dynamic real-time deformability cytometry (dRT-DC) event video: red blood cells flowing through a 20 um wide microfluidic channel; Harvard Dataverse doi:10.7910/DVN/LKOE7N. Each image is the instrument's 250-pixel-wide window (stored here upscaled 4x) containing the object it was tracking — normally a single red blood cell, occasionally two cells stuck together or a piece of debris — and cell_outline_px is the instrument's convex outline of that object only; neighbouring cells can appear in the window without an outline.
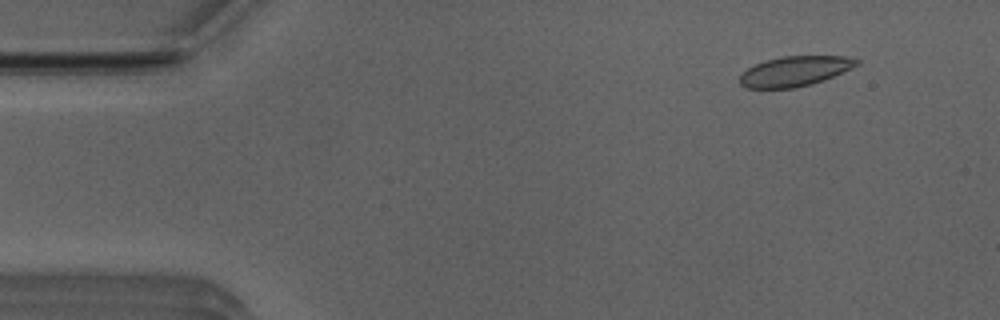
{"species": "Egyptian fruit bat (a non-hibernating species)", "species_latin": "Rousettus aegyptiacus", "temperature_condition": "room temperature", "stored_images_in_passage": 46, "camera_frame_rate_fps": 3000, "um_per_image_px": 0.085, "animal": {"sex": "male"}, "frame": {"image": 1, "passage_image": 1, "time_ms": 0.0, "image_size_px": [1000, 320], "cell_outline_px": [[860, 64], [832, 76], [812, 84], [792, 88], [748, 88], [740, 84], [740, 76], [748, 68], [764, 60], [780, 56], [844, 56], [860, 60]], "centroid_in_image_um": [67.55, 6.04], "position_along_channel_um": 17.4, "area_um2": 20.23}}
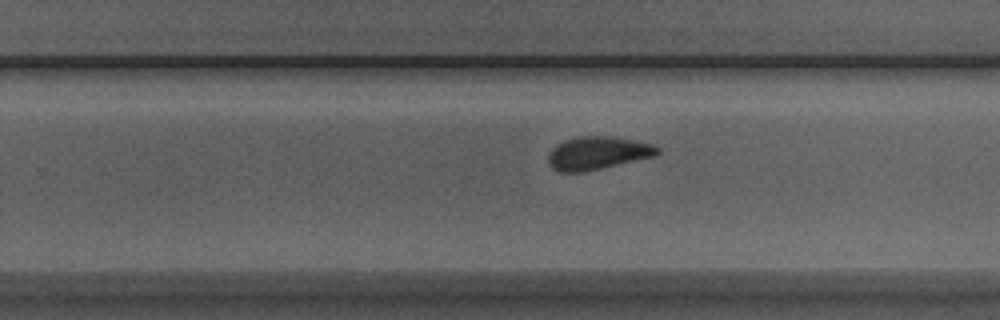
{"frame": {"image": 2, "passage_image": 28, "time_ms": 9.0, "image_size_px": [1000, 320], "cell_outline_px": [[660, 152], [656, 156], [584, 172], [560, 172], [552, 168], [548, 160], [548, 152], [556, 144], [564, 140], [580, 136], [612, 136], [652, 144], [660, 148]], "centroid_in_image_um": [50.79, 13.01], "position_along_channel_um": 279.0, "area_um2": 21.1}}
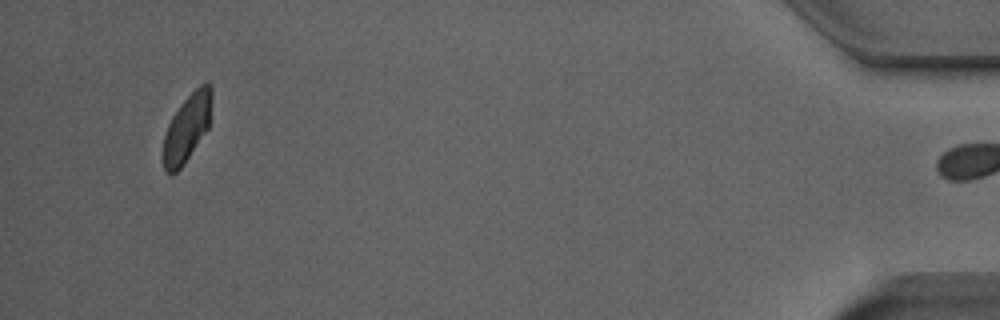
{"frame": {"image": 3, "passage_image": 45, "time_ms": 14.667, "image_size_px": [1000, 320], "cell_outline_px": [[212, 100], [208, 128], [184, 164], [172, 176], [164, 172], [164, 136], [168, 124], [172, 116], [180, 104], [200, 84], [208, 84], [212, 88]], "centroid_in_image_um": [15.89, 10.88], "position_along_channel_um": 419.3, "area_um2": 18.9}, "authors_computed_cell_mechanics": {"area_um2": 20.9236, "velocity_mm_per_s": 3.9364, "shape_relaxation_time_tau1_ms": 3.6115, "shape_relaxation_time_tau2_ms": 1.1152, "deformation_change_tau1": 0.1043, "deformation_change_tau2": 0.0336}}